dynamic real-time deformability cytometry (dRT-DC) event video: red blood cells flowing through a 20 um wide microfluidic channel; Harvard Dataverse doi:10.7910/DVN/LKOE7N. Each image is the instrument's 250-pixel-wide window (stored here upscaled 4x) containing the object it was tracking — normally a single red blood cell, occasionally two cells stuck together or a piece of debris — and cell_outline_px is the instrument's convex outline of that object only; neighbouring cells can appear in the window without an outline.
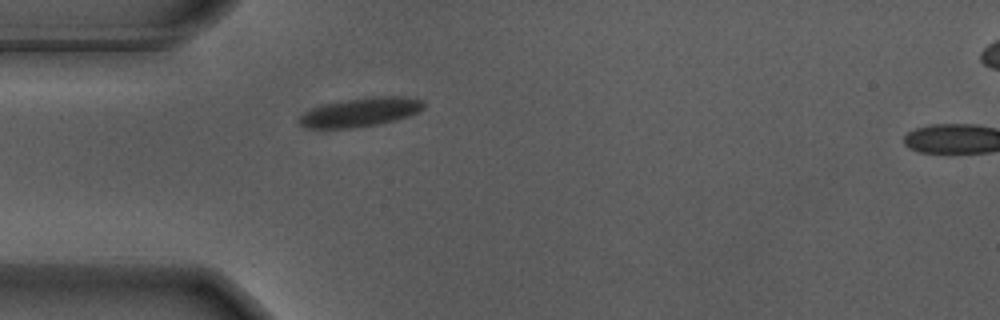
{"species": "Egyptian fruit bat (a non-hibernating species)", "species_latin": "Rousettus aegyptiacus", "temperature_condition": "warm", "stored_images_in_passage": 41, "camera_frame_rate_fps": 3000, "um_per_image_px": 0.085, "animal": {"sex": "male"}, "frame": {"image": 1, "passage_image": 1, "time_ms": 0.0, "image_size_px": [1000, 320], "cell_outline_px": [[424, 108], [420, 112], [396, 120], [380, 124], [356, 128], [308, 128], [300, 124], [296, 120], [304, 112], [312, 108], [324, 104], [344, 100], [368, 96], [408, 96], [424, 100]], "centroid_in_image_um": [30.68, 9.52], "position_along_channel_um": 54.3, "area_um2": 21.39}}
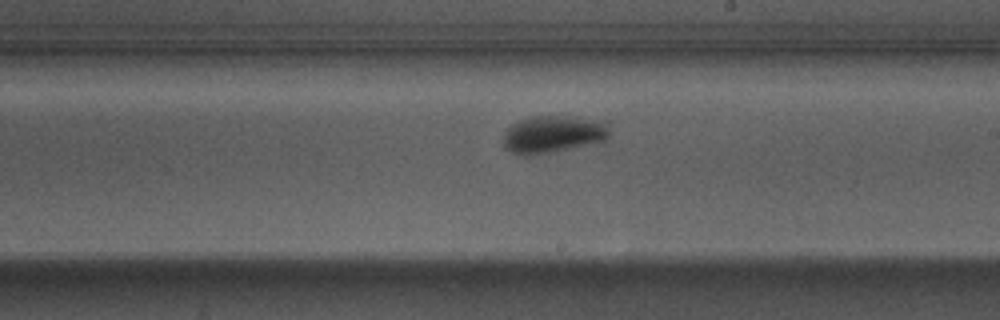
{"frame": {"image": 2, "passage_image": 17, "time_ms": 5.333, "image_size_px": [1000, 320], "cell_outline_px": [[608, 136], [604, 140], [552, 152], [528, 156], [524, 156], [512, 152], [504, 144], [504, 132], [512, 124], [520, 120], [532, 116], [576, 116], [608, 120]], "centroid_in_image_um": [47.04, 11.38], "position_along_channel_um": 242.0, "area_um2": 23.12}}
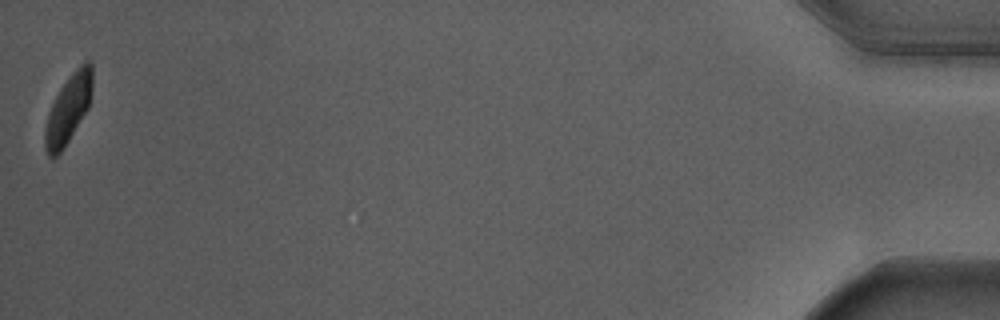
{"frame": {"image": 3, "passage_image": 41, "time_ms": 13.333, "image_size_px": [1000, 320], "cell_outline_px": [[92, 88], [88, 108], [64, 148], [56, 156], [48, 156], [44, 148], [44, 132], [48, 112], [60, 88], [72, 72], [84, 60], [88, 60], [92, 64]], "centroid_in_image_um": [5.8, 9.25], "position_along_channel_um": 429.4, "area_um2": 18.84}, "authors_computed_cell_mechanics": {"area_um2": 21.2704, "velocity_mm_per_s": 3.6328, "shape_relaxation_time_tau1_ms": 2.9229, "shape_relaxation_time_tau2_ms": null, "deformation_change_tau1": 0.1688, "deformation_change_tau2": null}}